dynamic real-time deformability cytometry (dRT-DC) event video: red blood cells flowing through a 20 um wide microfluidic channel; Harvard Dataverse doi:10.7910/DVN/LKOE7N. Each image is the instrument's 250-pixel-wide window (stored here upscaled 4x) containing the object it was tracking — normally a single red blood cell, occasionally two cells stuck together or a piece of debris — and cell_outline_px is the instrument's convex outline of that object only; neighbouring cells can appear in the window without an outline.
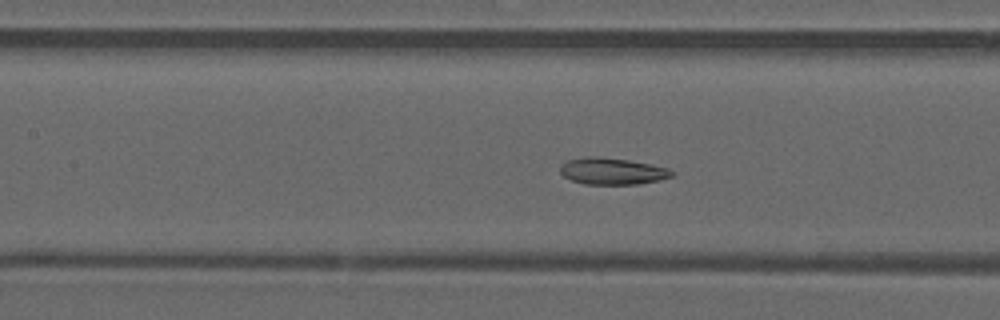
{"species": "common noctule bat (a hibernating species)", "species_latin": "Nyctalus noctula", "temperature_condition": "warm", "stored_images_in_passage": 49, "camera_frame_rate_fps": 3000, "um_per_image_px": 0.085, "animal": {"sex": "male", "forearm_length_mm": 52.5}, "frame": {"image": 1, "passage_image": 22, "time_ms": 7.0, "image_size_px": [1000, 320], "cell_outline_px": [[676, 172], [672, 176], [660, 180], [636, 184], [584, 184], [572, 180], [564, 176], [560, 172], [560, 164], [568, 160], [584, 156], [596, 156], [628, 160], [668, 168]], "centroid_in_image_um": [52.02, 14.54], "position_along_channel_um": 155.4, "area_um2": 17.34}}
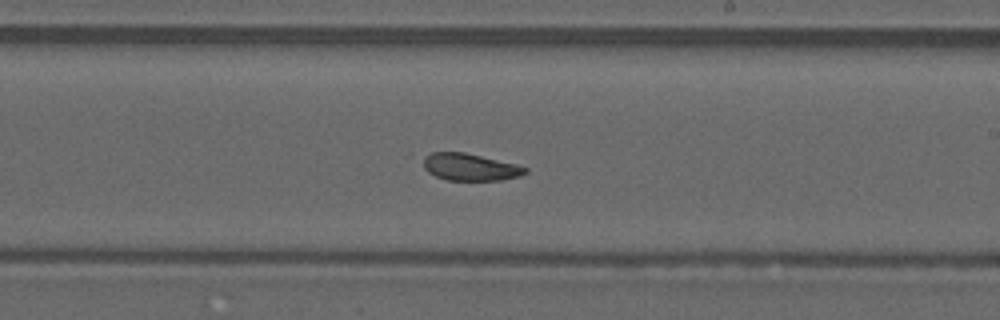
{"frame": {"image": 2, "passage_image": 29, "time_ms": 9.333, "image_size_px": [1000, 320], "cell_outline_px": [[528, 172], [520, 176], [500, 180], [444, 180], [428, 172], [424, 168], [424, 156], [432, 152], [464, 152], [516, 164], [528, 168]], "centroid_in_image_um": [39.96, 14.2], "position_along_channel_um": 249.0, "area_um2": 16.07}}
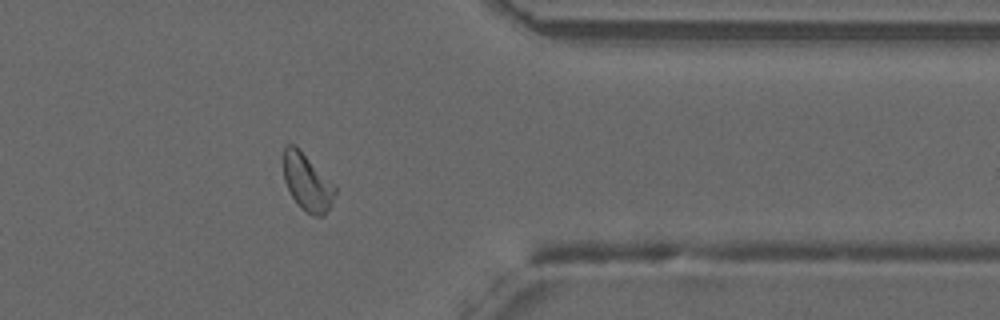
{"frame": {"image": 3, "passage_image": 40, "time_ms": 13.0, "image_size_px": [1000, 320], "cell_outline_px": [[336, 192], [332, 204], [324, 216], [312, 216], [300, 208], [292, 196], [284, 180], [284, 148], [288, 144], [292, 144], [336, 184]], "centroid_in_image_um": [26.15, 15.56], "position_along_channel_um": 385.2, "area_um2": 16.99}, "authors_computed_cell_mechanics": {"area_um2": 17.629, "velocity_mm_per_s": 4.0337, "shape_relaxation_time_tau1_ms": null, "shape_relaxation_time_tau2_ms": 3.4595, "deformation_change_tau1": null, "deformation_change_tau2": 0.107}}